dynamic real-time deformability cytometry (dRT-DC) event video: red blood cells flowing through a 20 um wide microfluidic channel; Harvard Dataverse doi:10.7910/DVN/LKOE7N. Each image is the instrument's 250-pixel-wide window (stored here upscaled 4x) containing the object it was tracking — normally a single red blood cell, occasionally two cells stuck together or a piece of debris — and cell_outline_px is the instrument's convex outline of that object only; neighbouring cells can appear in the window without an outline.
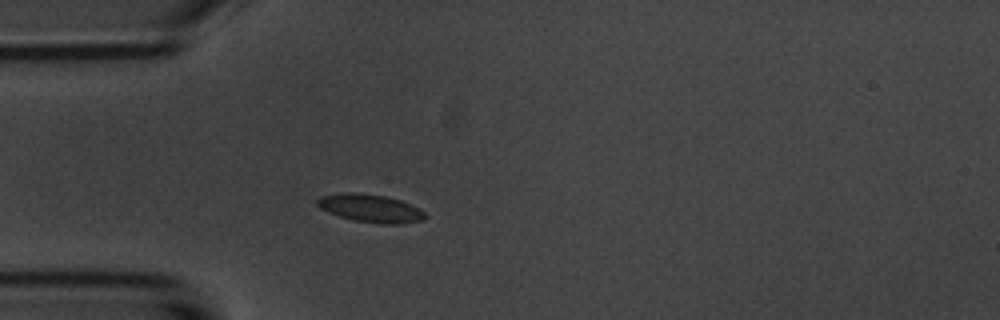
{"species": "common noctule bat (a hibernating species)", "species_latin": "Nyctalus noctula", "temperature_condition": "room temperature", "stored_images_in_passage": 40, "camera_frame_rate_fps": 3000, "um_per_image_px": 0.085, "animal": {"sex": "male", "body_mass_g": 20.1, "forearm_length_mm": 53.5}, "frame": {"image": 1, "passage_image": 1, "time_ms": 0.0, "image_size_px": [1000, 320], "cell_outline_px": [[428, 216], [420, 220], [400, 224], [380, 224], [352, 220], [328, 212], [320, 208], [316, 204], [316, 200], [320, 196], [340, 192], [356, 192], [384, 196], [400, 200], [420, 208]], "centroid_in_image_um": [31.46, 17.7], "position_along_channel_um": 53.5, "area_um2": 17.69}}
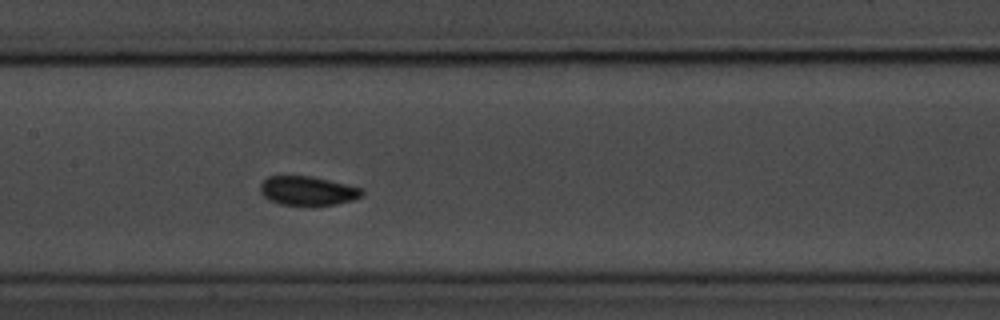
{"frame": {"image": 2, "passage_image": 12, "time_ms": 3.667, "image_size_px": [1000, 320], "cell_outline_px": [[364, 196], [352, 200], [336, 204], [280, 204], [268, 200], [260, 192], [260, 184], [268, 176], [312, 176], [364, 188]], "centroid_in_image_um": [26.18, 16.2], "position_along_channel_um": 181.2, "area_um2": 17.17}}
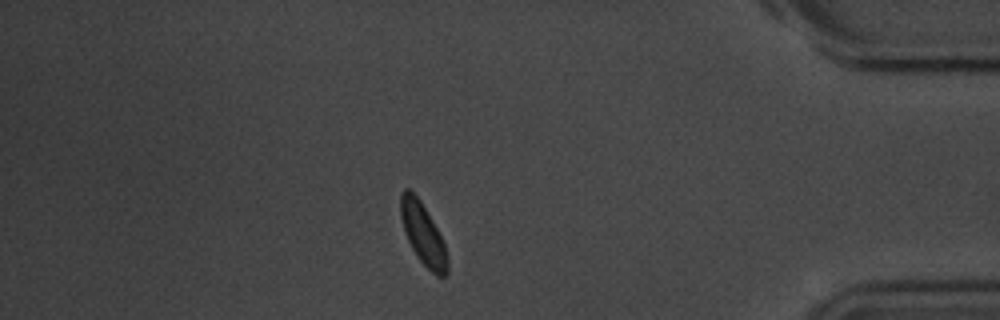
{"frame": {"image": 3, "passage_image": 33, "time_ms": 10.667, "image_size_px": [1000, 320], "cell_outline_px": [[448, 272], [444, 276], [436, 276], [420, 260], [412, 248], [408, 240], [400, 216], [400, 192], [404, 188], [408, 188], [420, 200], [436, 228], [444, 244], [448, 256]], "centroid_in_image_um": [35.95, 19.88], "position_along_channel_um": 399.3, "area_um2": 16.42}, "authors_computed_cell_mechanics": {"area_um2": 16.762, "velocity_mm_per_s": 3.6511, "shape_relaxation_time_tau1_ms": 2.0124, "shape_relaxation_time_tau2_ms": null, "deformation_change_tau1": 0.0752, "deformation_change_tau2": null}}